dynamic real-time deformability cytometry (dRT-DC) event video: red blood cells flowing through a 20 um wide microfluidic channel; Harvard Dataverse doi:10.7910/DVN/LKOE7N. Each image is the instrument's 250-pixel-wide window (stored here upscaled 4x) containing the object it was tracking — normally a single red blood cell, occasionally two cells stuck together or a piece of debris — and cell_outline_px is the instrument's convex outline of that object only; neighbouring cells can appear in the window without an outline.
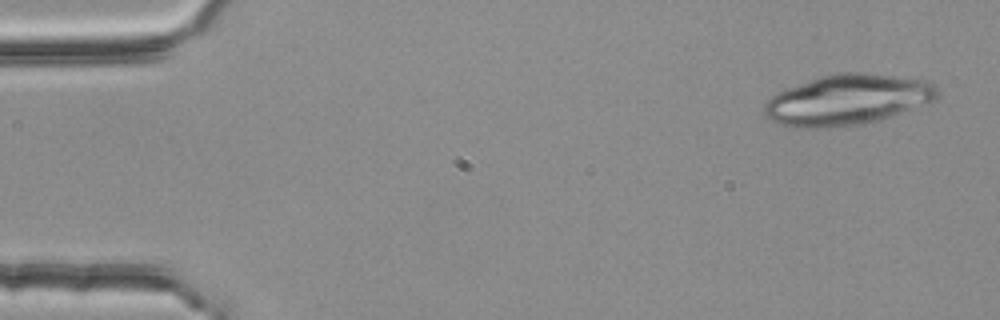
{"species": "common noctule bat (a hibernating species)", "species_latin": "Nyctalus noctula", "temperature_condition": "room temperature", "stored_images_in_passage": 4, "camera_frame_rate_fps": 3000, "um_per_image_px": 0.085, "animal": {"sex": "female", "body_mass_g": 25.1}, "frame": {"image": 1, "passage_image": 1, "time_ms": 0.0, "image_size_px": [1000, 320], "cell_outline_px": [[940, 96], [936, 100], [864, 124], [824, 128], [796, 128], [776, 124], [764, 112], [764, 104], [772, 96], [788, 88], [820, 76], [836, 72], [868, 72], [928, 80], [936, 84], [940, 88]], "centroid_in_image_um": [72.08, 8.47], "position_along_channel_um": 12.9, "area_um2": 51.1}}